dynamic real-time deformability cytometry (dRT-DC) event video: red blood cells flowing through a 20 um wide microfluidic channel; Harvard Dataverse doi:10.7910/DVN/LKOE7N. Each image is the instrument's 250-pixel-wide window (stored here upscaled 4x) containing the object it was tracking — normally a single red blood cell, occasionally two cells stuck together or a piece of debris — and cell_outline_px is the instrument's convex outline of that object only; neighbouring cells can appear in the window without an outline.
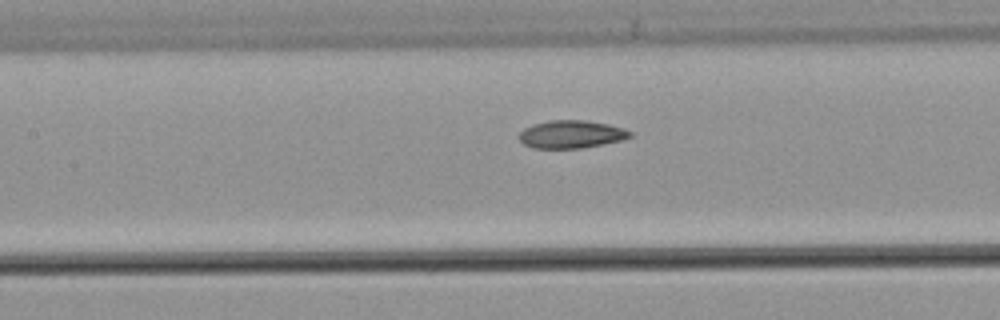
{"species": "common noctule bat (a hibernating species)", "species_latin": "Nyctalus noctula", "temperature_condition": "warm", "stored_images_in_passage": 33, "camera_frame_rate_fps": 3000, "um_per_image_px": 0.085, "animal": {"sex": "male", "body_mass_g": 21.5, "forearm_length_mm": 52.0}, "frame": {"image": 1, "passage_image": 15, "time_ms": 4.667, "image_size_px": [1000, 320], "cell_outline_px": [[632, 136], [624, 140], [580, 148], [532, 148], [524, 144], [516, 136], [524, 128], [532, 124], [552, 120], [584, 120], [608, 124], [624, 128], [632, 132]], "centroid_in_image_um": [48.55, 11.41], "position_along_channel_um": 158.9, "area_um2": 18.09}}
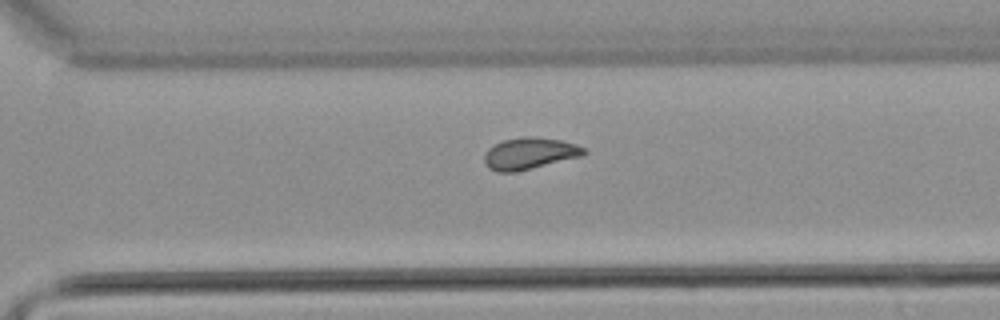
{"frame": {"image": 2, "passage_image": 28, "time_ms": 9.0, "image_size_px": [1000, 320], "cell_outline_px": [[588, 152], [580, 156], [516, 172], [496, 172], [488, 168], [484, 164], [484, 152], [488, 148], [504, 140], [528, 136], [536, 136], [560, 140], [576, 144], [588, 148]], "centroid_in_image_um": [45.0, 13.04], "position_along_channel_um": 325.6, "area_um2": 18.44}}